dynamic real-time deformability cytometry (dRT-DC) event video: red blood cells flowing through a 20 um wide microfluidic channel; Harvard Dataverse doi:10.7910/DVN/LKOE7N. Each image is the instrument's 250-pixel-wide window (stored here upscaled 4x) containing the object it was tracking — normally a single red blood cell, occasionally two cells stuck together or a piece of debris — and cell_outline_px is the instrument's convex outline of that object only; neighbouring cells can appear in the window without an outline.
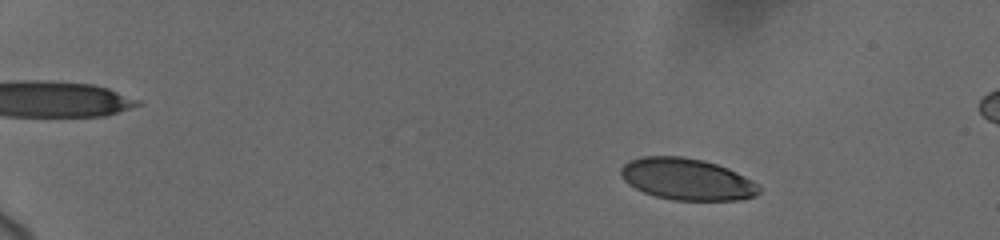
{"species": "human", "species_latin": "Homo sapiens", "temperature_condition": "cold", "stored_images_in_passage": 76, "camera_frame_rate_fps": 3000, "um_per_image_px": 0.085, "donor": {"sex": "female"}, "frame": {"image": 1, "passage_image": 15, "time_ms": 2.667, "image_size_px": [1000, 240], "cell_outline_px": [[760, 192], [756, 196], [740, 200], [672, 200], [656, 196], [644, 192], [628, 184], [624, 180], [620, 172], [620, 168], [624, 164], [632, 160], [644, 156], [680, 156], [704, 160], [728, 168], [760, 184]], "centroid_in_image_um": [58.42, 15.24], "position_along_channel_um": 26.6, "area_um2": 33.58}}
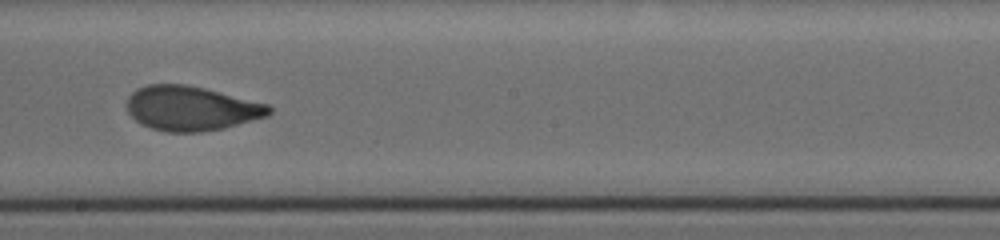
{"frame": {"image": 2, "passage_image": 53, "time_ms": 11.667, "image_size_px": [1000, 240], "cell_outline_px": [[272, 112], [268, 116], [224, 128], [200, 132], [168, 132], [152, 128], [140, 124], [128, 112], [128, 96], [136, 88], [148, 84], [184, 84], [204, 88], [268, 104], [272, 108]], "centroid_in_image_um": [16.25, 9.21], "position_along_channel_um": 231.9, "area_um2": 36.82}}
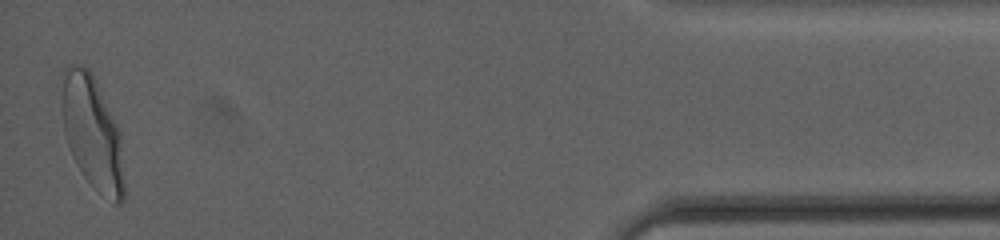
{"frame": {"image": 3, "passage_image": 76, "time_ms": 18.667, "image_size_px": [1000, 240], "cell_outline_px": [[124, 200], [120, 204], [116, 204], [96, 192], [80, 172], [72, 156], [64, 132], [64, 80], [68, 64], [80, 64], [88, 68], [92, 72], [96, 80], [120, 132], [124, 176]], "centroid_in_image_um": [7.9, 11.38], "position_along_channel_um": 427.3, "area_um2": 40.69}, "authors_computed_cell_mechanics": {"area_um2": 36.3851, "velocity_mm_per_s": 3.6929, "shape_relaxation_time_tau1_ms": 6.4203, "shape_relaxation_time_tau2_ms": null, "deformation_change_tau1": 0.1973, "deformation_change_tau2": null}}